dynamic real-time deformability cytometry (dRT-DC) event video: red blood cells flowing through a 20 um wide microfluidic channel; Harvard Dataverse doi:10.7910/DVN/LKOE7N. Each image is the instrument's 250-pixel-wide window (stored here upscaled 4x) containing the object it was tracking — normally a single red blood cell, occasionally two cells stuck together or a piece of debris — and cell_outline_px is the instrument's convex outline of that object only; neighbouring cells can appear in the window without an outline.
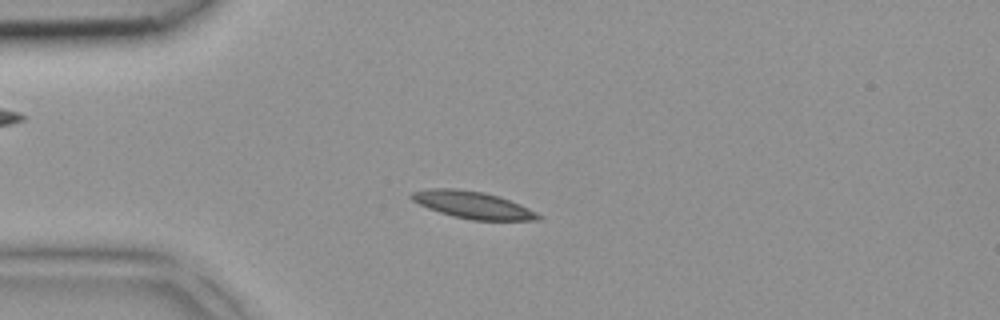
{"species": "common noctule bat (a hibernating species)", "species_latin": "Nyctalus noctula", "temperature_condition": "room temperature", "stored_images_in_passage": 3, "camera_frame_rate_fps": 3000, "um_per_image_px": 0.085, "animal": {"sex": "female", "body_mass_g": 18.4}, "frame": {"image": 1, "passage_image": 2, "time_ms": 0.333, "image_size_px": [1000, 320], "cell_outline_px": [[544, 216], [540, 220], [472, 220], [452, 216], [428, 208], [412, 200], [408, 196], [412, 192], [428, 188], [456, 188], [484, 192], [500, 196], [520, 204]], "centroid_in_image_um": [40.19, 17.41], "position_along_channel_um": 44.8, "area_um2": 20.17}}